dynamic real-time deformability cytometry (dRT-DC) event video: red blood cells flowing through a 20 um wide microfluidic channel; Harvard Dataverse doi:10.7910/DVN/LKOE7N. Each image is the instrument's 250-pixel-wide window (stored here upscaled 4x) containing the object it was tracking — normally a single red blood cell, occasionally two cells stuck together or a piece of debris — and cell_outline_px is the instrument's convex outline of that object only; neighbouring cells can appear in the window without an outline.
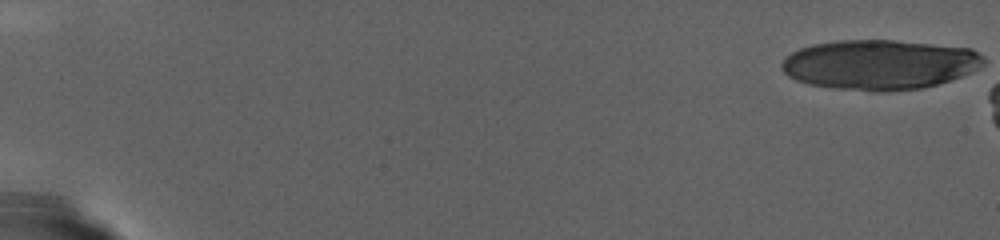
{"species": "human", "species_latin": "Homo sapiens", "temperature_condition": "warm", "stored_images_in_passage": 37, "camera_frame_rate_fps": 3000, "um_per_image_px": 0.085, "donor": {"sex": "female"}, "frame": {"image": 1, "passage_image": 1, "time_ms": 0.0, "image_size_px": [1000, 240], "cell_outline_px": [[984, 64], [960, 76], [936, 84], [920, 88], [880, 92], [872, 92], [836, 88], [812, 84], [796, 80], [788, 76], [784, 72], [780, 64], [792, 52], [800, 48], [812, 44], [840, 40], [892, 40], [972, 48], [984, 60]], "centroid_in_image_um": [74.72, 5.48], "position_along_channel_um": 10.3, "area_um2": 58.15}}